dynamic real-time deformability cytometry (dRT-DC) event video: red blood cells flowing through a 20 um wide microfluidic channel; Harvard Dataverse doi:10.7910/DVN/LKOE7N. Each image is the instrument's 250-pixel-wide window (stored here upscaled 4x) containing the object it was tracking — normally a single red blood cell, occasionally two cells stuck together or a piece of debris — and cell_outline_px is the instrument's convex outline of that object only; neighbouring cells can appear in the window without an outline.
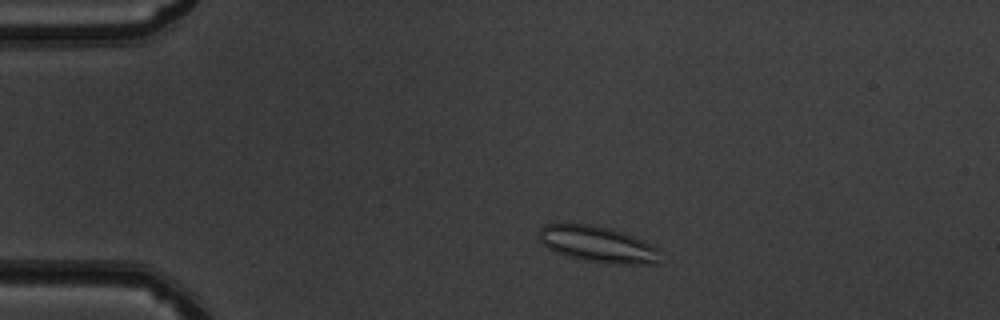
{"species": "common noctule bat (a hibernating species)", "species_latin": "Nyctalus noctula", "temperature_condition": "warm", "stored_images_in_passage": 16, "camera_frame_rate_fps": 3000, "um_per_image_px": 0.085, "animal": {"sex": "male", "body_mass_g": 19.5, "forearm_length_mm": 54.6}, "frame": {"image": 1, "passage_image": 7, "time_ms": 2.0, "image_size_px": [1000, 320], "cell_outline_px": [[660, 248], [656, 264], [620, 264], [584, 260], [568, 256], [556, 252], [548, 248], [540, 240], [540, 228], [544, 224], [568, 220], [608, 228], [624, 232], [644, 240]], "centroid_in_image_um": [50.77, 20.71], "position_along_channel_um": 34.2, "area_um2": 25.95}}